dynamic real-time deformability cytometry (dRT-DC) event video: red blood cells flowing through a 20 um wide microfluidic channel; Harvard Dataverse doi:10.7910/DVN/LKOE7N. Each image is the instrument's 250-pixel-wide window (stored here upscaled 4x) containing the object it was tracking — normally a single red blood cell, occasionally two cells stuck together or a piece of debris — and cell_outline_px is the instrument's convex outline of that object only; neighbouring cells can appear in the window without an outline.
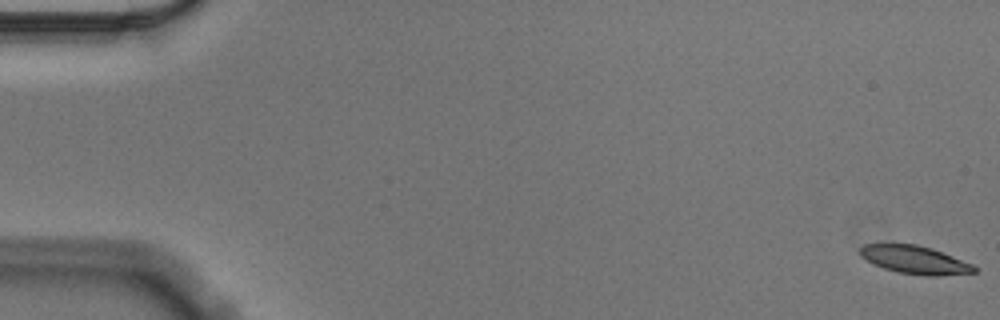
{"species": "Egyptian fruit bat (a non-hibernating species)", "species_latin": "Rousettus aegyptiacus", "temperature_condition": "cold", "stored_images_in_passage": 57, "camera_frame_rate_fps": 3000, "um_per_image_px": 0.085, "animal": {"sex": "male"}, "frame": {"image": 1, "passage_image": 1, "time_ms": 0.0, "image_size_px": [1000, 320], "cell_outline_px": [[976, 272], [940, 276], [924, 276], [896, 272], [872, 264], [860, 256], [860, 248], [864, 244], [916, 244], [932, 248], [972, 264], [976, 268]], "centroid_in_image_um": [77.74, 22.09], "position_along_channel_um": 7.3, "area_um2": 18.73}}
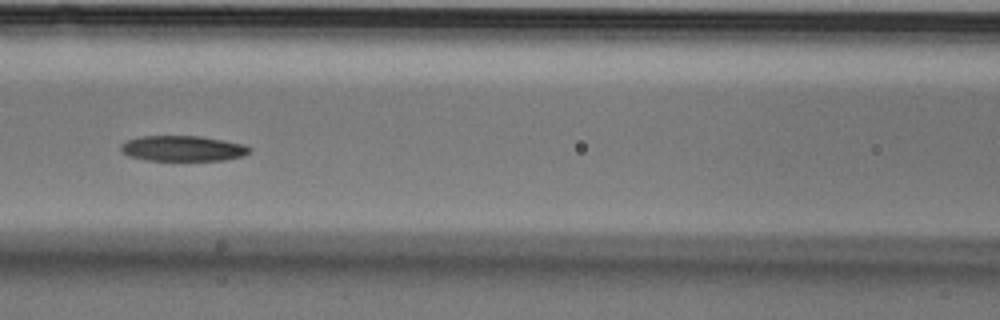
{"frame": {"image": 2, "passage_image": 26, "time_ms": 8.333, "image_size_px": [1000, 320], "cell_outline_px": [[252, 152], [244, 156], [224, 160], [148, 160], [128, 156], [120, 152], [120, 144], [128, 140], [140, 136], [200, 136], [224, 140], [244, 144], [252, 148]], "centroid_in_image_um": [15.55, 12.62], "position_along_channel_um": 151.0, "area_um2": 19.31}}
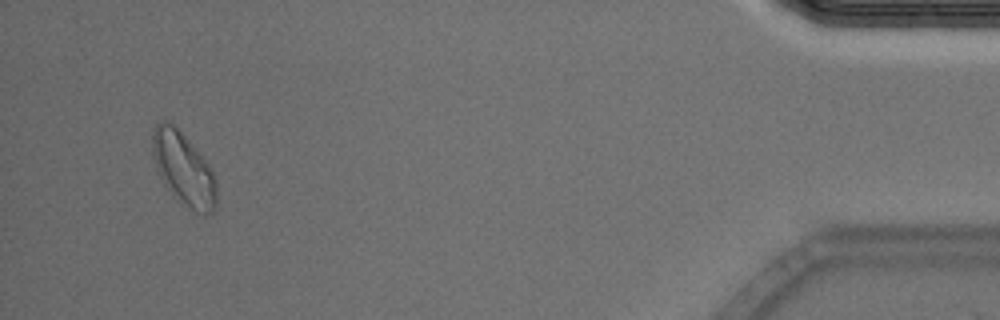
{"frame": {"image": 3, "passage_image": 55, "time_ms": 18.0, "image_size_px": [1000, 320], "cell_outline_px": [[216, 208], [212, 212], [204, 216], [180, 204], [172, 196], [164, 184], [156, 168], [152, 156], [152, 132], [156, 124], [164, 120], [172, 124], [204, 156], [216, 180]], "centroid_in_image_um": [15.6, 14.4], "position_along_channel_um": 419.6, "area_um2": 27.51}, "authors_computed_cell_mechanics": {"area_um2": 20.0566, "velocity_mm_per_s": 3.5159, "shape_relaxation_time_tau1_ms": 7.8423, "shape_relaxation_time_tau2_ms": null, "deformation_change_tau1": 0.1556, "deformation_change_tau2": null}}